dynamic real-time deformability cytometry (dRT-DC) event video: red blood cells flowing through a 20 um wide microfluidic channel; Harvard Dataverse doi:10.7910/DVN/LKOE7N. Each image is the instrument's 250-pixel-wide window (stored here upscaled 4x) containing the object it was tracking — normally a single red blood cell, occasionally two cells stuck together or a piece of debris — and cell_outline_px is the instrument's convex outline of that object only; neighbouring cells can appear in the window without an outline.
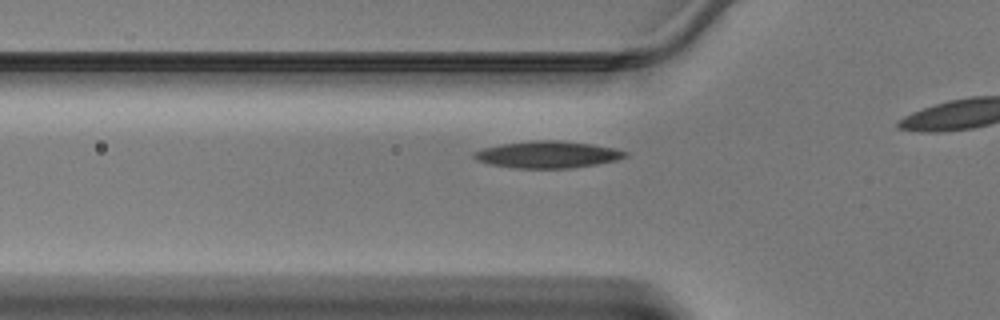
{"species": "Egyptian fruit bat (a non-hibernating species)", "species_latin": "Rousettus aegyptiacus", "temperature_condition": "warm", "stored_images_in_passage": 13, "camera_frame_rate_fps": 3000, "um_per_image_px": 0.085, "animal": {"sex": "male"}, "frame": {"image": 1, "passage_image": 8, "time_ms": 2.333, "image_size_px": [1000, 320], "cell_outline_px": [[628, 156], [616, 160], [596, 164], [572, 168], [516, 168], [488, 164], [476, 160], [472, 156], [472, 152], [484, 148], [500, 144], [532, 140], [556, 140], [592, 144], [616, 148], [628, 152]], "centroid_in_image_um": [46.53, 13.13], "position_along_channel_um": 79.3, "area_um2": 23.81}}
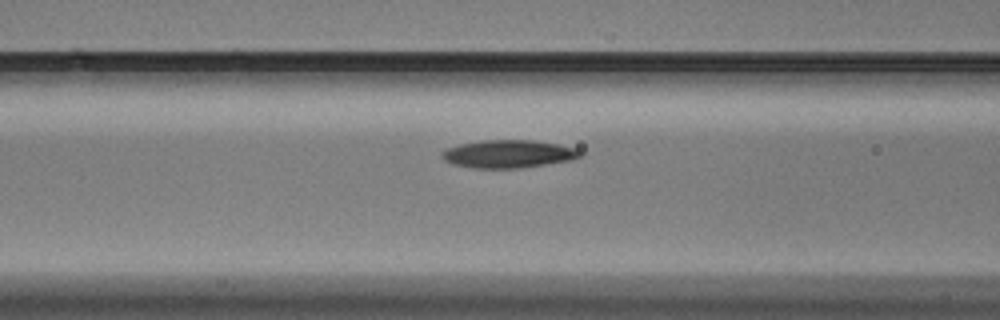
{"frame": {"image": 2, "passage_image": 11, "time_ms": 3.333, "image_size_px": [1000, 320], "cell_outline_px": [[584, 156], [572, 160], [520, 168], [472, 168], [452, 164], [444, 160], [440, 156], [440, 152], [448, 148], [460, 144], [484, 140], [532, 140], [556, 144], [576, 148], [584, 152]], "centroid_in_image_um": [43.23, 13.09], "position_along_channel_um": 123.4, "area_um2": 22.6}}